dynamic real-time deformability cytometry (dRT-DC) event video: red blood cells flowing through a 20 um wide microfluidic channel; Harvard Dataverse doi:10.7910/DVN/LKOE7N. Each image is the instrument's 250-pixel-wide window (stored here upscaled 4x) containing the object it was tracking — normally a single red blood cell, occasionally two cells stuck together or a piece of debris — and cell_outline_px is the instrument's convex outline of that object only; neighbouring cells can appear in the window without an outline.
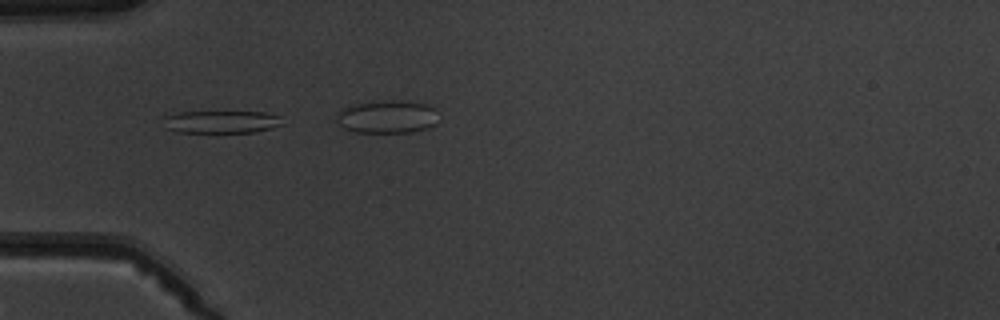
{"species": "common noctule bat (a hibernating species)", "species_latin": "Nyctalus noctula", "temperature_condition": "warm", "stored_images_in_passage": 3, "camera_frame_rate_fps": 3000, "um_per_image_px": 0.085, "animal": {"sex": "male", "body_mass_g": 19.5, "forearm_length_mm": 54.6}, "frame": {"image": 1, "passage_image": 1, "time_ms": 0.0, "image_size_px": [1000, 320], "cell_outline_px": [[284, 124], [272, 128], [256, 132], [176, 132], [164, 128], [164, 116], [176, 112], [264, 112], [280, 116]], "centroid_in_image_um": [18.8, 10.36], "position_along_channel_um": 66.2, "area_um2": 15.78}}
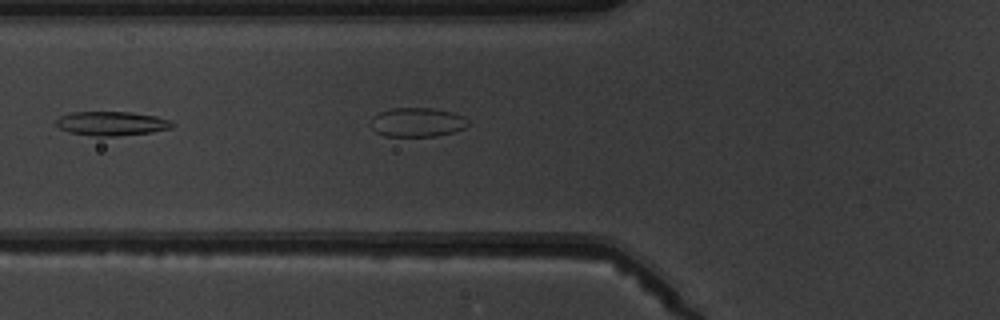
{"frame": {"image": 2, "passage_image": 2, "time_ms": 1.333, "image_size_px": [1000, 320], "cell_outline_px": [[176, 124], [172, 128], [152, 132], [116, 136], [96, 136], [68, 132], [60, 128], [56, 124], [56, 120], [60, 116], [72, 112], [128, 112], [156, 116], [172, 120]], "centroid_in_image_um": [9.53, 10.49], "position_along_channel_um": 116.3, "area_um2": 16.36}}